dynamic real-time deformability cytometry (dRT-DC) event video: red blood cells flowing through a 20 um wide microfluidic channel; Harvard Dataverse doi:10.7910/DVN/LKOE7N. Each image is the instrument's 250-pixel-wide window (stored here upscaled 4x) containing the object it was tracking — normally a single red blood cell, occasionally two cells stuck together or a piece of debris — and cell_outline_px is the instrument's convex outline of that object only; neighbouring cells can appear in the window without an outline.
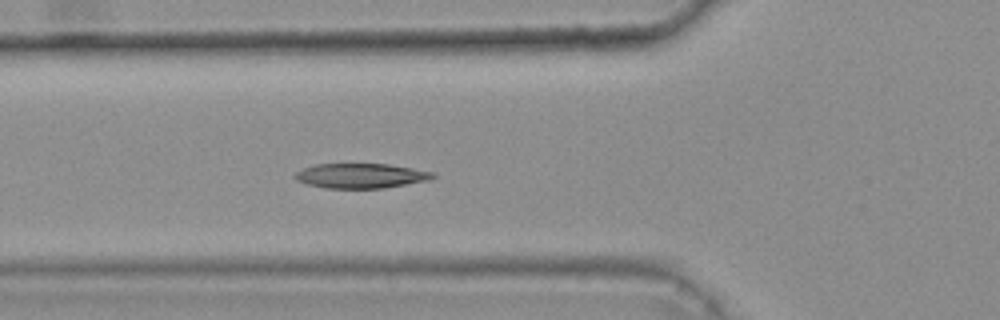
{"species": "common noctule bat (a hibernating species)", "species_latin": "Nyctalus noctula", "temperature_condition": "warm", "stored_images_in_passage": 44, "camera_frame_rate_fps": 3000, "um_per_image_px": 0.085, "animal": {"sex": "female", "body_mass_g": 25.1}, "frame": {"image": 1, "passage_image": 19, "time_ms": 6.0, "image_size_px": [1000, 320], "cell_outline_px": [[436, 176], [428, 180], [384, 188], [324, 188], [308, 184], [296, 180], [296, 172], [304, 168], [316, 164], [388, 164], [436, 172]], "centroid_in_image_um": [30.7, 14.94], "position_along_channel_um": 95.1, "area_um2": 19.77}, "authors_computed_cell_mechanics": {"area_um2": 20.23, "velocity_mm_per_s": 3.6774, "shape_relaxation_time_tau1_ms": 6.7536, "shape_relaxation_time_tau2_ms": 1.9334, "deformation_change_tau1": 0.1814, "deformation_change_tau2": 0.0748}}